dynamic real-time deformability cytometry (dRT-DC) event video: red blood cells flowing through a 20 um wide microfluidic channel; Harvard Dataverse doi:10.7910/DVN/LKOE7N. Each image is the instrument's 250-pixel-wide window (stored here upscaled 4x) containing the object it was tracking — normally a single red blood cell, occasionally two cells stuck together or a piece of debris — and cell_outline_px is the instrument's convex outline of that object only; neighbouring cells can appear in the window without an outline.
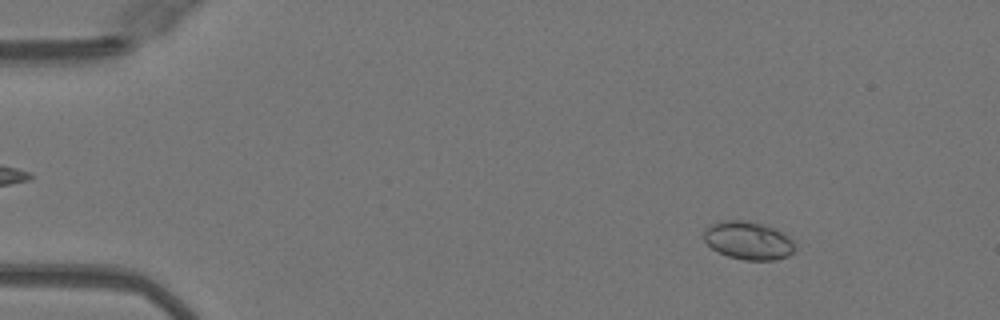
{"species": "Egyptian fruit bat (a non-hibernating species)", "species_latin": "Rousettus aegyptiacus", "temperature_condition": "warm", "stored_images_in_passage": 50, "camera_frame_rate_fps": 3000, "um_per_image_px": 0.085, "animal": {"sex": "female"}, "frame": {"image": 1, "passage_image": 6, "time_ms": 1.667, "image_size_px": [1000, 320], "cell_outline_px": [[792, 252], [788, 256], [776, 260], [744, 260], [728, 256], [712, 248], [704, 240], [704, 228], [708, 224], [720, 220], [748, 220], [768, 224], [784, 232], [792, 240]], "centroid_in_image_um": [63.58, 20.4], "position_along_channel_um": 21.4, "area_um2": 20.52}}
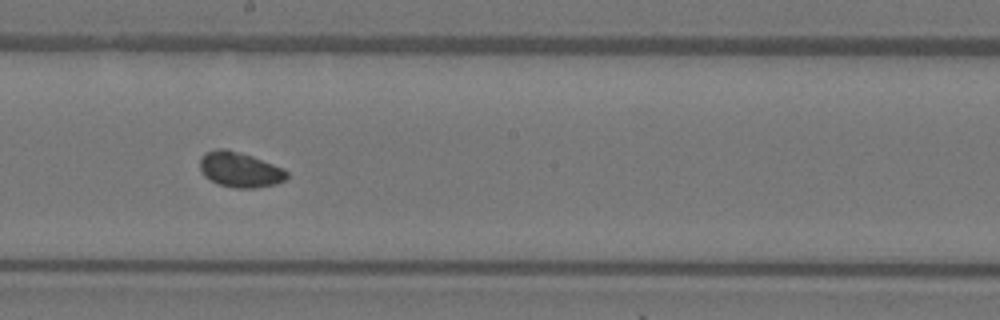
{"frame": {"image": 2, "passage_image": 28, "time_ms": 9.0, "image_size_px": [1000, 320], "cell_outline_px": [[288, 176], [284, 180], [276, 184], [256, 188], [236, 188], [220, 184], [204, 176], [200, 168], [200, 156], [204, 152], [216, 148], [224, 148], [240, 152], [252, 156], [284, 168], [288, 172]], "centroid_in_image_um": [20.38, 14.4], "position_along_channel_um": 227.8, "area_um2": 17.92}}
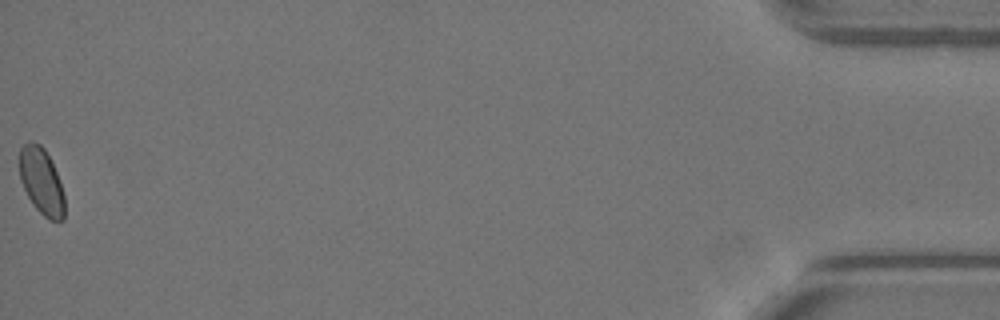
{"frame": {"image": 3, "passage_image": 50, "time_ms": 16.333, "image_size_px": [1000, 320], "cell_outline_px": [[64, 220], [48, 220], [32, 204], [20, 180], [20, 148], [28, 140], [32, 140], [40, 144], [44, 148], [60, 180], [64, 196]], "centroid_in_image_um": [3.52, 15.4], "position_along_channel_um": 431.7, "area_um2": 17.4}, "authors_computed_cell_mechanics": {"area_um2": 17.8891, "velocity_mm_per_s": 4.0812, "shape_relaxation_time_tau1_ms": null, "shape_relaxation_time_tau2_ms": 3.4012, "deformation_change_tau1": null, "deformation_change_tau2": 0.0588}}